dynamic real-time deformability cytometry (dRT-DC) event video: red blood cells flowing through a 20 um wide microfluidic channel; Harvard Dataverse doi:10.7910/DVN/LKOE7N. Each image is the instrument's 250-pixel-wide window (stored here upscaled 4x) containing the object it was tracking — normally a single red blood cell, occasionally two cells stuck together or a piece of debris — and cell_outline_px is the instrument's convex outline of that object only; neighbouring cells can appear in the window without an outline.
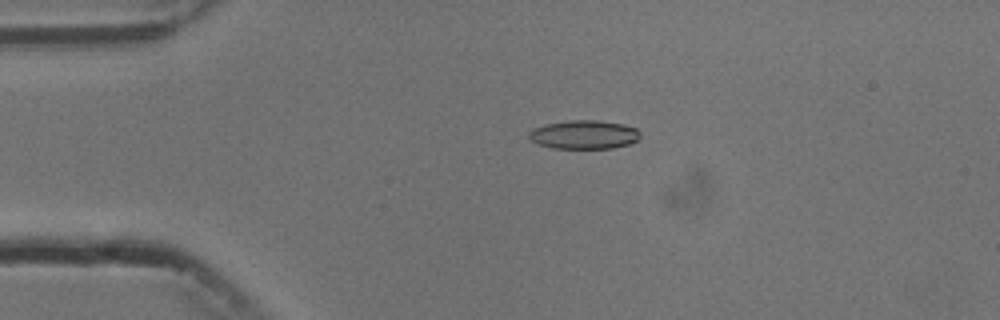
{"species": "common noctule bat (a hibernating species)", "species_latin": "Nyctalus noctula", "temperature_condition": "cold", "stored_images_in_passage": 6, "camera_frame_rate_fps": 3000, "um_per_image_px": 0.085, "animal": {"sex": "male", "body_mass_g": 13.3}, "frame": {"image": 1, "passage_image": 4, "time_ms": 3.667, "image_size_px": [1000, 320], "cell_outline_px": [[640, 136], [636, 140], [628, 144], [612, 148], [552, 148], [536, 144], [528, 136], [528, 132], [532, 128], [548, 124], [568, 120], [600, 120], [624, 124], [636, 128], [640, 132]], "centroid_in_image_um": [49.63, 11.43], "position_along_channel_um": 35.4, "area_um2": 18.67}}